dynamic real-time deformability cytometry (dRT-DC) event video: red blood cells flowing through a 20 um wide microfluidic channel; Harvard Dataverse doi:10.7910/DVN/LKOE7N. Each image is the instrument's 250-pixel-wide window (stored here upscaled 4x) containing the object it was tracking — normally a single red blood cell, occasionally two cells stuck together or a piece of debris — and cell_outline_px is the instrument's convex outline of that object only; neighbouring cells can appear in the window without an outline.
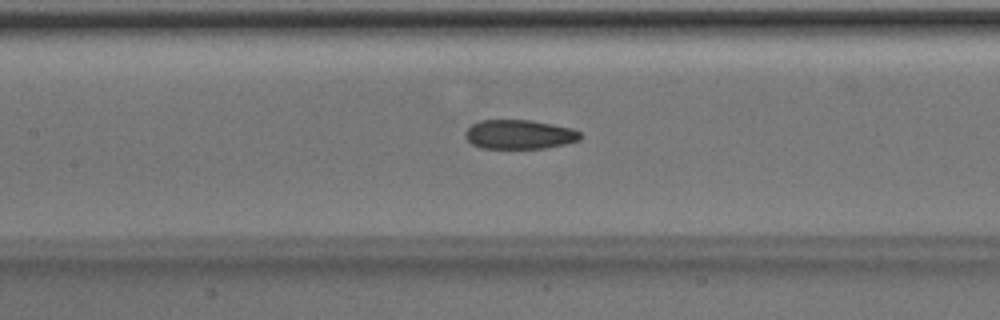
{"species": "Egyptian fruit bat (a non-hibernating species)", "species_latin": "Rousettus aegyptiacus", "temperature_condition": "room temperature", "stored_images_in_passage": 51, "camera_frame_rate_fps": 3000, "um_per_image_px": 0.085, "animal": {"sex": "male"}, "frame": {"image": 1, "passage_image": 24, "time_ms": 7.667, "image_size_px": [1000, 320], "cell_outline_px": [[580, 140], [564, 144], [544, 148], [480, 148], [472, 144], [464, 136], [464, 132], [472, 124], [480, 120], [528, 120], [552, 124], [572, 128], [580, 132]], "centroid_in_image_um": [44.11, 11.42], "position_along_channel_um": 163.3, "area_um2": 19.54}}
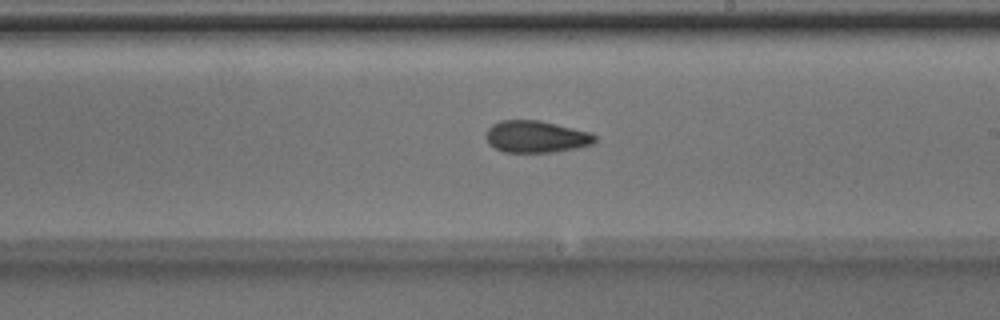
{"frame": {"image": 2, "passage_image": 30, "time_ms": 9.667, "image_size_px": [1000, 320], "cell_outline_px": [[596, 140], [592, 144], [576, 148], [552, 152], [504, 152], [488, 144], [484, 136], [488, 128], [492, 124], [500, 120], [540, 120], [592, 132], [596, 136]], "centroid_in_image_um": [45.55, 11.61], "position_along_channel_um": 243.4, "area_um2": 20.46}}
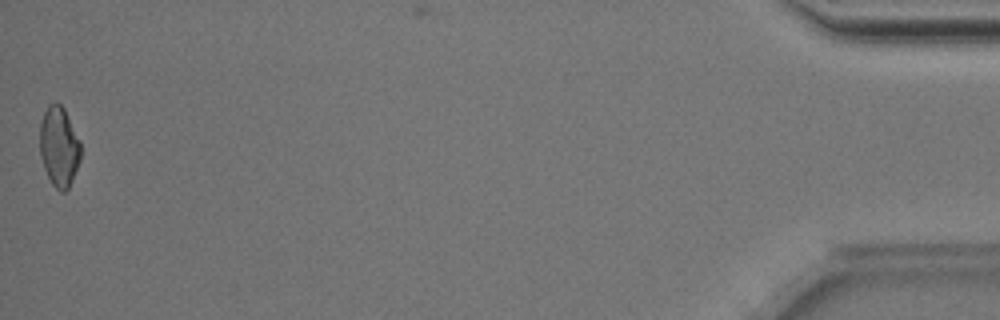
{"frame": {"image": 3, "passage_image": 51, "time_ms": 16.667, "image_size_px": [1000, 320], "cell_outline_px": [[80, 160], [72, 180], [68, 188], [64, 192], [60, 192], [52, 184], [44, 168], [40, 156], [40, 124], [44, 112], [48, 104], [56, 100], [64, 108], [80, 140]], "centroid_in_image_um": [5.01, 12.44], "position_along_channel_um": 430.2, "area_um2": 19.13}, "authors_computed_cell_mechanics": {"area_um2": 20.1144, "velocity_mm_per_s": 4.0244, "shape_relaxation_time_tau1_ms": 6.4154, "shape_relaxation_time_tau2_ms": 3.1922, "deformation_change_tau1": 0.1415, "deformation_change_tau2": 0.0943}}